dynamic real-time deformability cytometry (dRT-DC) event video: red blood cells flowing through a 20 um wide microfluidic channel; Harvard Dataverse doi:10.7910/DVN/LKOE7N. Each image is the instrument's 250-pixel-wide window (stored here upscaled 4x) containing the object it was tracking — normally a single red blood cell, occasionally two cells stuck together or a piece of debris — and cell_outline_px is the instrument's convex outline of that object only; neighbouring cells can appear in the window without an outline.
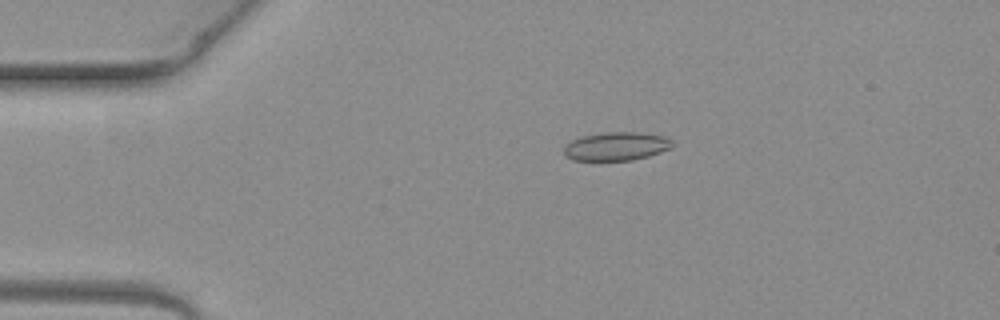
{"species": "common noctule bat (a hibernating species)", "species_latin": "Nyctalus noctula", "temperature_condition": "warm", "stored_images_in_passage": 3, "camera_frame_rate_fps": 3000, "um_per_image_px": 0.085, "animal": {"sex": "female", "body_mass_g": 19.3, "forearm_length_mm": 54.1}, "frame": {"image": 1, "passage_image": 1, "time_ms": 0.0, "image_size_px": [1000, 320], "cell_outline_px": [[672, 144], [668, 148], [660, 152], [648, 156], [632, 160], [572, 160], [564, 152], [564, 144], [580, 136], [604, 132], [640, 132], [664, 136], [672, 140]], "centroid_in_image_um": [52.35, 12.42], "position_along_channel_um": 32.6, "area_um2": 17.92}}
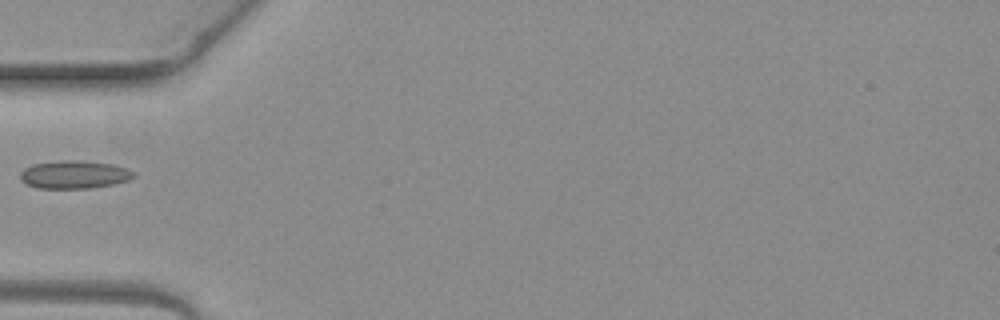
{"frame": {"image": 2, "passage_image": 3, "time_ms": 0.667, "image_size_px": [1000, 320], "cell_outline_px": [[136, 176], [128, 180], [112, 184], [88, 188], [40, 188], [28, 184], [20, 180], [20, 172], [24, 168], [32, 164], [60, 160], [76, 160], [112, 164], [128, 168], [136, 172]], "centroid_in_image_um": [6.32, 14.83], "position_along_channel_um": 78.7, "area_um2": 18.5}}